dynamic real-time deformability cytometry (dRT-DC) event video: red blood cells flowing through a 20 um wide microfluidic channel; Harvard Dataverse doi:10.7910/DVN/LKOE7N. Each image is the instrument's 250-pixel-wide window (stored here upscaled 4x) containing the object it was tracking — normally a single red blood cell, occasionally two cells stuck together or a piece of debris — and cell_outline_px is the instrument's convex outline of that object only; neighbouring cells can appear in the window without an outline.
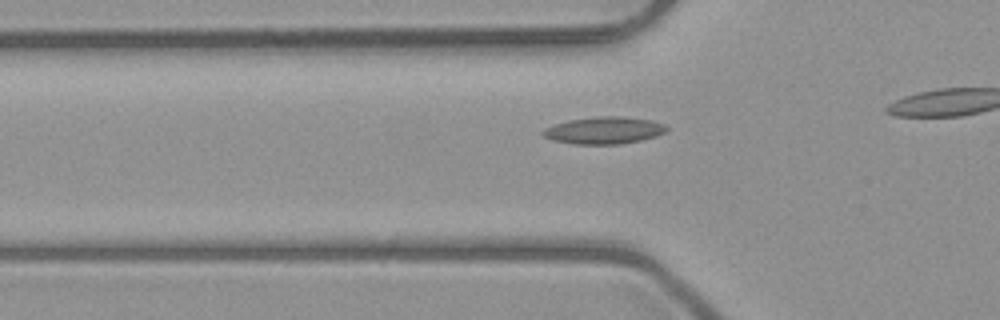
{"species": "common noctule bat (a hibernating species)", "species_latin": "Nyctalus noctula", "temperature_condition": "room temperature", "stored_images_in_passage": 9, "camera_frame_rate_fps": 3000, "um_per_image_px": 0.085, "animal": {"sex": "male", "body_mass_g": 23.1, "forearm_length_mm": 52.7}, "frame": {"image": 1, "passage_image": 4, "time_ms": 1.0, "image_size_px": [1000, 320], "cell_outline_px": [[668, 128], [664, 132], [656, 136], [640, 140], [620, 144], [572, 144], [552, 140], [544, 136], [540, 132], [544, 128], [568, 120], [596, 116], [620, 116], [652, 120], [664, 124]], "centroid_in_image_um": [51.32, 11.08], "position_along_channel_um": 74.5, "area_um2": 19.54}}
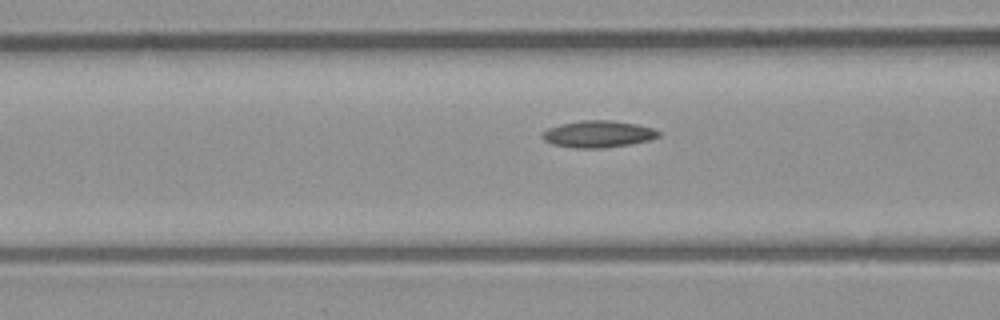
{"frame": {"image": 2, "passage_image": 7, "time_ms": 2.0, "image_size_px": [1000, 320], "cell_outline_px": [[664, 132], [660, 136], [652, 140], [632, 144], [604, 148], [572, 148], [552, 144], [544, 140], [540, 136], [548, 128], [560, 124], [580, 120], [612, 120], [636, 124], [652, 128]], "centroid_in_image_um": [50.88, 11.4], "position_along_channel_um": 115.7, "area_um2": 18.5}}